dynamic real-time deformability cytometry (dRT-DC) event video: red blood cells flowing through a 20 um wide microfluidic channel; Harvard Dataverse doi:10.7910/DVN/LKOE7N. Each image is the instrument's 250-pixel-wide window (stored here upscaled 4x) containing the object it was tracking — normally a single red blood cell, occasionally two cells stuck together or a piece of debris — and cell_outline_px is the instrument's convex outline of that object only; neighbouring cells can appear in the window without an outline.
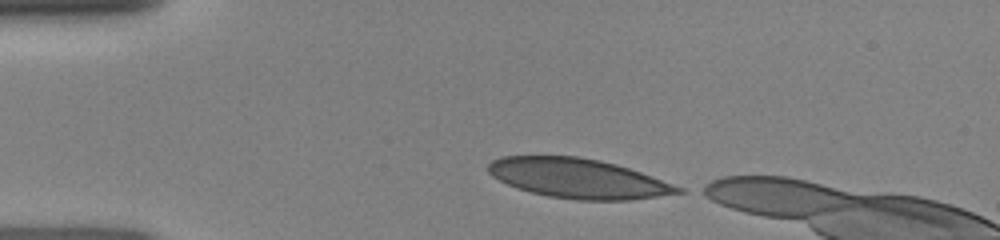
{"species": "human", "species_latin": "Homo sapiens", "temperature_condition": "room temperature", "stored_images_in_passage": 31, "camera_frame_rate_fps": 3000, "um_per_image_px": 0.085, "donor": {"sex": "female"}, "frame": {"image": 1, "passage_image": 1, "time_ms": 0.0, "image_size_px": [1000, 240], "cell_outline_px": [[684, 192], [632, 200], [576, 200], [548, 196], [516, 188], [492, 176], [488, 172], [488, 164], [492, 160], [500, 156], [576, 156], [600, 160], [616, 164], [652, 176], [684, 188]], "centroid_in_image_um": [49.13, 15.16], "position_along_channel_um": 35.9, "area_um2": 43.7}}
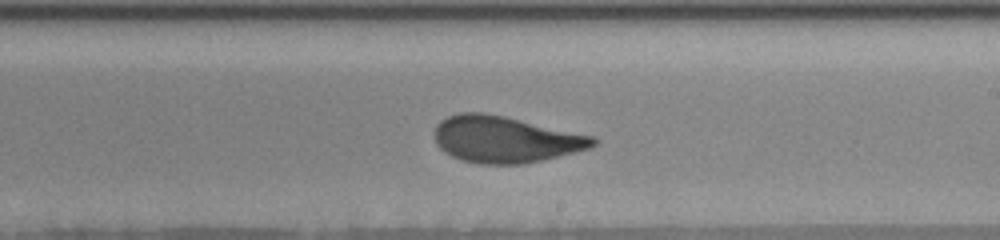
{"frame": {"image": 2, "passage_image": 19, "time_ms": 6.0, "image_size_px": [1000, 240], "cell_outline_px": [[600, 140], [592, 148], [524, 164], [480, 164], [464, 160], [452, 156], [444, 152], [436, 144], [436, 124], [440, 120], [448, 116], [460, 112], [484, 112], [504, 116], [596, 136]], "centroid_in_image_um": [42.99, 11.84], "position_along_channel_um": 246.0, "area_um2": 43.12}}
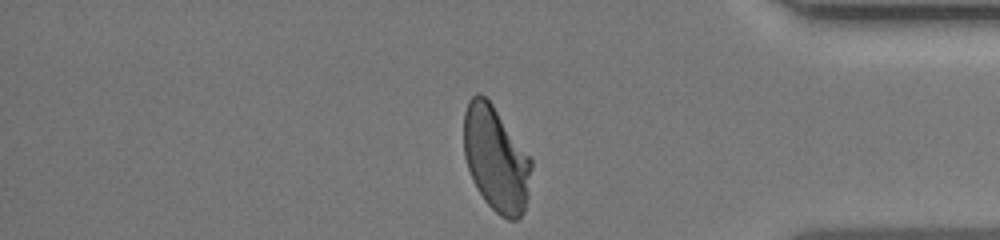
{"frame": {"image": 3, "passage_image": 31, "time_ms": 10.0, "image_size_px": [1000, 240], "cell_outline_px": [[532, 168], [528, 196], [524, 212], [516, 220], [508, 220], [500, 216], [484, 200], [472, 180], [464, 156], [464, 112], [468, 100], [476, 92], [480, 92], [492, 104], [532, 160]], "centroid_in_image_um": [42.14, 13.52], "position_along_channel_um": 393.1, "area_um2": 41.27}}